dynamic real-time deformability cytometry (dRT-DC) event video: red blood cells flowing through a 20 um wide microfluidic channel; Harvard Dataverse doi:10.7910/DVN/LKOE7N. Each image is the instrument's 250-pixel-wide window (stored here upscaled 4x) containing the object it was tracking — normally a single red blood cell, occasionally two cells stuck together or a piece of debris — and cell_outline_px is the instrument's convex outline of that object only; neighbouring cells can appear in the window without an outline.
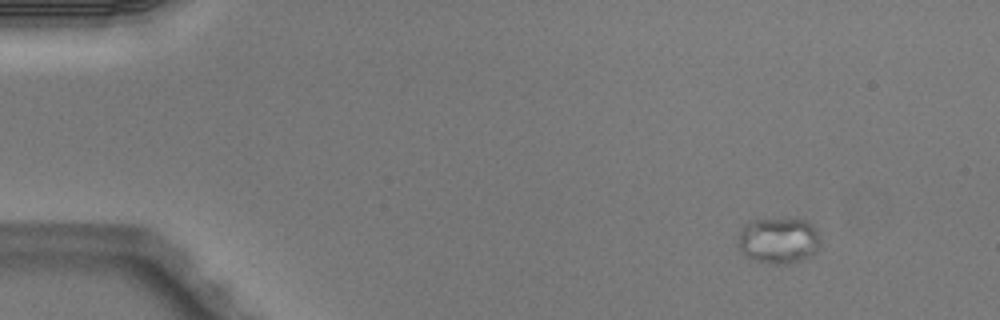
{"species": "Egyptian fruit bat (a non-hibernating species)", "species_latin": "Rousettus aegyptiacus", "temperature_condition": "warm", "stored_images_in_passage": 4, "camera_frame_rate_fps": 3000, "um_per_image_px": 0.085, "animal": {"sex": "male"}, "frame": {"image": 1, "passage_image": 1, "time_ms": 0.0, "image_size_px": [1000, 320], "cell_outline_px": [[820, 244], [816, 252], [804, 260], [788, 264], [768, 264], [744, 256], [740, 252], [736, 244], [740, 228], [752, 220], [804, 220], [812, 228], [820, 240]], "centroid_in_image_um": [66.1, 20.5], "position_along_channel_um": 18.9, "area_um2": 22.02}}
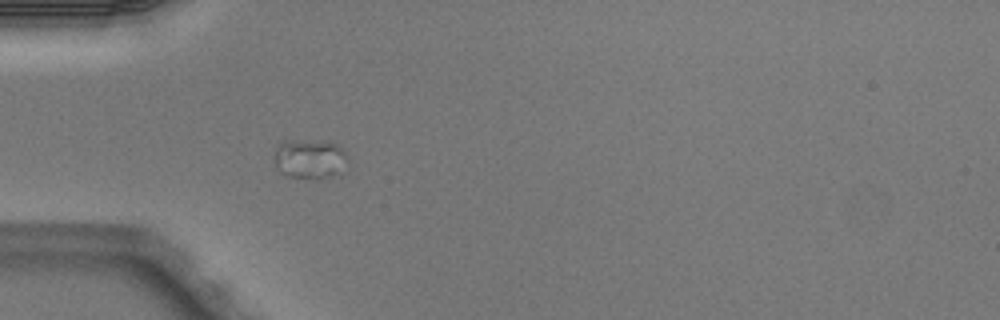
{"frame": {"image": 2, "passage_image": 4, "time_ms": 1.0, "image_size_px": [1000, 320], "cell_outline_px": [[348, 156], [336, 172], [332, 176], [320, 180], [316, 180], [288, 176], [280, 172], [276, 168], [276, 148], [280, 140], [292, 140], [336, 144]], "centroid_in_image_um": [26.25, 13.53], "position_along_channel_um": 58.8, "area_um2": 16.42}}